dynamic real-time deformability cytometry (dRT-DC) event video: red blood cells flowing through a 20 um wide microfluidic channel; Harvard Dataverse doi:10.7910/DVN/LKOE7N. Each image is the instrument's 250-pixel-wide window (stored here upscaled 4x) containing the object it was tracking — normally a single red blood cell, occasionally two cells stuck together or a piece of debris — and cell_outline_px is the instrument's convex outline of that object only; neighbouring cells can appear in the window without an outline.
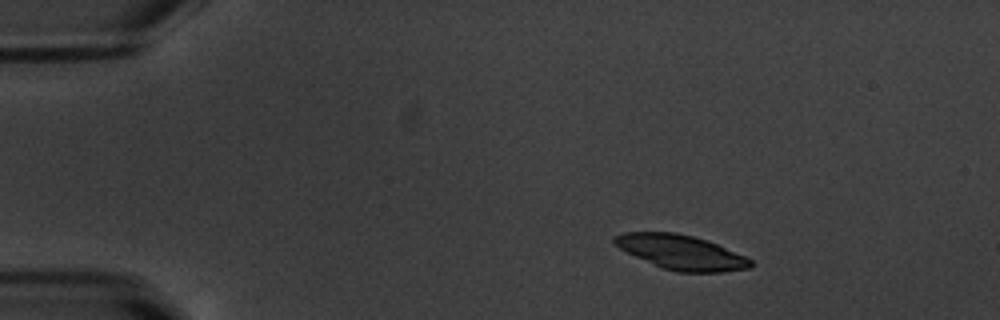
{"species": "common noctule bat (a hibernating species)", "species_latin": "Nyctalus noctula", "temperature_condition": "warm", "stored_images_in_passage": 46, "camera_frame_rate_fps": 3000, "um_per_image_px": 0.085, "animal": {"sex": "male", "body_mass_g": 20.1, "forearm_length_mm": 53.5}, "frame": {"image": 1, "passage_image": 1, "time_ms": 0.0, "image_size_px": [1000, 320], "cell_outline_px": [[752, 268], [720, 272], [676, 272], [660, 268], [620, 248], [612, 240], [612, 236], [624, 232], [676, 232], [708, 240], [744, 256], [752, 260]], "centroid_in_image_um": [57.89, 21.44], "position_along_channel_um": 27.1, "area_um2": 27.34}}